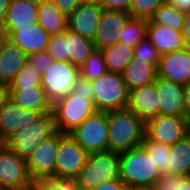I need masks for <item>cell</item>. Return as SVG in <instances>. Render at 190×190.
<instances>
[{
    "mask_svg": "<svg viewBox=\"0 0 190 190\" xmlns=\"http://www.w3.org/2000/svg\"><path fill=\"white\" fill-rule=\"evenodd\" d=\"M108 151L122 153L140 147L145 137V122L125 108L107 112Z\"/></svg>",
    "mask_w": 190,
    "mask_h": 190,
    "instance_id": "obj_1",
    "label": "cell"
},
{
    "mask_svg": "<svg viewBox=\"0 0 190 190\" xmlns=\"http://www.w3.org/2000/svg\"><path fill=\"white\" fill-rule=\"evenodd\" d=\"M119 162L120 179L128 187H152L161 176L142 146L119 153Z\"/></svg>",
    "mask_w": 190,
    "mask_h": 190,
    "instance_id": "obj_2",
    "label": "cell"
},
{
    "mask_svg": "<svg viewBox=\"0 0 190 190\" xmlns=\"http://www.w3.org/2000/svg\"><path fill=\"white\" fill-rule=\"evenodd\" d=\"M117 179H120L119 153L104 151L89 154L74 181L79 190H92L104 182Z\"/></svg>",
    "mask_w": 190,
    "mask_h": 190,
    "instance_id": "obj_3",
    "label": "cell"
},
{
    "mask_svg": "<svg viewBox=\"0 0 190 190\" xmlns=\"http://www.w3.org/2000/svg\"><path fill=\"white\" fill-rule=\"evenodd\" d=\"M94 49L93 41L67 28L62 34L50 36L46 51L56 61L70 62L81 68Z\"/></svg>",
    "mask_w": 190,
    "mask_h": 190,
    "instance_id": "obj_4",
    "label": "cell"
},
{
    "mask_svg": "<svg viewBox=\"0 0 190 190\" xmlns=\"http://www.w3.org/2000/svg\"><path fill=\"white\" fill-rule=\"evenodd\" d=\"M91 82L94 91V105L98 112L125 109L128 90L122 74L106 72Z\"/></svg>",
    "mask_w": 190,
    "mask_h": 190,
    "instance_id": "obj_5",
    "label": "cell"
},
{
    "mask_svg": "<svg viewBox=\"0 0 190 190\" xmlns=\"http://www.w3.org/2000/svg\"><path fill=\"white\" fill-rule=\"evenodd\" d=\"M56 131L69 133L97 112L94 102L71 92L52 105Z\"/></svg>",
    "mask_w": 190,
    "mask_h": 190,
    "instance_id": "obj_6",
    "label": "cell"
},
{
    "mask_svg": "<svg viewBox=\"0 0 190 190\" xmlns=\"http://www.w3.org/2000/svg\"><path fill=\"white\" fill-rule=\"evenodd\" d=\"M55 132L53 112L45 113L30 126L12 135L5 145L27 160L37 146Z\"/></svg>",
    "mask_w": 190,
    "mask_h": 190,
    "instance_id": "obj_7",
    "label": "cell"
},
{
    "mask_svg": "<svg viewBox=\"0 0 190 190\" xmlns=\"http://www.w3.org/2000/svg\"><path fill=\"white\" fill-rule=\"evenodd\" d=\"M79 76L80 68L70 62L53 60L42 74V87L51 105L72 92Z\"/></svg>",
    "mask_w": 190,
    "mask_h": 190,
    "instance_id": "obj_8",
    "label": "cell"
},
{
    "mask_svg": "<svg viewBox=\"0 0 190 190\" xmlns=\"http://www.w3.org/2000/svg\"><path fill=\"white\" fill-rule=\"evenodd\" d=\"M88 154L69 134L58 131L55 178L75 180L85 166Z\"/></svg>",
    "mask_w": 190,
    "mask_h": 190,
    "instance_id": "obj_9",
    "label": "cell"
},
{
    "mask_svg": "<svg viewBox=\"0 0 190 190\" xmlns=\"http://www.w3.org/2000/svg\"><path fill=\"white\" fill-rule=\"evenodd\" d=\"M107 112H96L87 117L69 134L82 146L86 153L108 151Z\"/></svg>",
    "mask_w": 190,
    "mask_h": 190,
    "instance_id": "obj_10",
    "label": "cell"
},
{
    "mask_svg": "<svg viewBox=\"0 0 190 190\" xmlns=\"http://www.w3.org/2000/svg\"><path fill=\"white\" fill-rule=\"evenodd\" d=\"M33 183L26 159L6 145L0 148V189L32 190Z\"/></svg>",
    "mask_w": 190,
    "mask_h": 190,
    "instance_id": "obj_11",
    "label": "cell"
},
{
    "mask_svg": "<svg viewBox=\"0 0 190 190\" xmlns=\"http://www.w3.org/2000/svg\"><path fill=\"white\" fill-rule=\"evenodd\" d=\"M188 132V121L183 116L159 115L145 123V135L152 141L173 146Z\"/></svg>",
    "mask_w": 190,
    "mask_h": 190,
    "instance_id": "obj_12",
    "label": "cell"
},
{
    "mask_svg": "<svg viewBox=\"0 0 190 190\" xmlns=\"http://www.w3.org/2000/svg\"><path fill=\"white\" fill-rule=\"evenodd\" d=\"M57 151L58 131L40 143L27 158L28 171L33 181L55 178Z\"/></svg>",
    "mask_w": 190,
    "mask_h": 190,
    "instance_id": "obj_13",
    "label": "cell"
},
{
    "mask_svg": "<svg viewBox=\"0 0 190 190\" xmlns=\"http://www.w3.org/2000/svg\"><path fill=\"white\" fill-rule=\"evenodd\" d=\"M43 114L20 107L10 98L0 108V136L6 142L12 135L30 126Z\"/></svg>",
    "mask_w": 190,
    "mask_h": 190,
    "instance_id": "obj_14",
    "label": "cell"
},
{
    "mask_svg": "<svg viewBox=\"0 0 190 190\" xmlns=\"http://www.w3.org/2000/svg\"><path fill=\"white\" fill-rule=\"evenodd\" d=\"M130 17L131 15L126 12L103 9L93 41L95 48L103 50L117 44Z\"/></svg>",
    "mask_w": 190,
    "mask_h": 190,
    "instance_id": "obj_15",
    "label": "cell"
},
{
    "mask_svg": "<svg viewBox=\"0 0 190 190\" xmlns=\"http://www.w3.org/2000/svg\"><path fill=\"white\" fill-rule=\"evenodd\" d=\"M157 76L182 85L190 83V47L160 56Z\"/></svg>",
    "mask_w": 190,
    "mask_h": 190,
    "instance_id": "obj_16",
    "label": "cell"
},
{
    "mask_svg": "<svg viewBox=\"0 0 190 190\" xmlns=\"http://www.w3.org/2000/svg\"><path fill=\"white\" fill-rule=\"evenodd\" d=\"M103 8L99 1L84 0L67 17L68 28L80 36L94 41Z\"/></svg>",
    "mask_w": 190,
    "mask_h": 190,
    "instance_id": "obj_17",
    "label": "cell"
},
{
    "mask_svg": "<svg viewBox=\"0 0 190 190\" xmlns=\"http://www.w3.org/2000/svg\"><path fill=\"white\" fill-rule=\"evenodd\" d=\"M154 84L159 97L160 115L185 117V85L159 76L156 77Z\"/></svg>",
    "mask_w": 190,
    "mask_h": 190,
    "instance_id": "obj_18",
    "label": "cell"
},
{
    "mask_svg": "<svg viewBox=\"0 0 190 190\" xmlns=\"http://www.w3.org/2000/svg\"><path fill=\"white\" fill-rule=\"evenodd\" d=\"M126 108L139 116L145 123L149 119L159 116L160 103L155 84L129 90Z\"/></svg>",
    "mask_w": 190,
    "mask_h": 190,
    "instance_id": "obj_19",
    "label": "cell"
},
{
    "mask_svg": "<svg viewBox=\"0 0 190 190\" xmlns=\"http://www.w3.org/2000/svg\"><path fill=\"white\" fill-rule=\"evenodd\" d=\"M38 4L28 0H11L3 27L7 32H19L37 24Z\"/></svg>",
    "mask_w": 190,
    "mask_h": 190,
    "instance_id": "obj_20",
    "label": "cell"
},
{
    "mask_svg": "<svg viewBox=\"0 0 190 190\" xmlns=\"http://www.w3.org/2000/svg\"><path fill=\"white\" fill-rule=\"evenodd\" d=\"M160 55L175 52L187 47L181 31H175L167 26L148 22L147 36Z\"/></svg>",
    "mask_w": 190,
    "mask_h": 190,
    "instance_id": "obj_21",
    "label": "cell"
},
{
    "mask_svg": "<svg viewBox=\"0 0 190 190\" xmlns=\"http://www.w3.org/2000/svg\"><path fill=\"white\" fill-rule=\"evenodd\" d=\"M8 38L28 56L47 50L50 35L37 23L19 32H7Z\"/></svg>",
    "mask_w": 190,
    "mask_h": 190,
    "instance_id": "obj_22",
    "label": "cell"
},
{
    "mask_svg": "<svg viewBox=\"0 0 190 190\" xmlns=\"http://www.w3.org/2000/svg\"><path fill=\"white\" fill-rule=\"evenodd\" d=\"M27 57L21 48L8 39L0 50V82L10 85L27 63Z\"/></svg>",
    "mask_w": 190,
    "mask_h": 190,
    "instance_id": "obj_23",
    "label": "cell"
},
{
    "mask_svg": "<svg viewBox=\"0 0 190 190\" xmlns=\"http://www.w3.org/2000/svg\"><path fill=\"white\" fill-rule=\"evenodd\" d=\"M127 90L153 84L157 77V67L147 60L133 57L122 73Z\"/></svg>",
    "mask_w": 190,
    "mask_h": 190,
    "instance_id": "obj_24",
    "label": "cell"
},
{
    "mask_svg": "<svg viewBox=\"0 0 190 190\" xmlns=\"http://www.w3.org/2000/svg\"><path fill=\"white\" fill-rule=\"evenodd\" d=\"M10 99L24 109L42 114L52 112V105L47 100L43 87L10 88Z\"/></svg>",
    "mask_w": 190,
    "mask_h": 190,
    "instance_id": "obj_25",
    "label": "cell"
},
{
    "mask_svg": "<svg viewBox=\"0 0 190 190\" xmlns=\"http://www.w3.org/2000/svg\"><path fill=\"white\" fill-rule=\"evenodd\" d=\"M37 23L50 35L62 34L68 28L67 16L51 0L38 4Z\"/></svg>",
    "mask_w": 190,
    "mask_h": 190,
    "instance_id": "obj_26",
    "label": "cell"
},
{
    "mask_svg": "<svg viewBox=\"0 0 190 190\" xmlns=\"http://www.w3.org/2000/svg\"><path fill=\"white\" fill-rule=\"evenodd\" d=\"M168 167L171 175L187 178L190 172V137L183 139L170 147Z\"/></svg>",
    "mask_w": 190,
    "mask_h": 190,
    "instance_id": "obj_27",
    "label": "cell"
},
{
    "mask_svg": "<svg viewBox=\"0 0 190 190\" xmlns=\"http://www.w3.org/2000/svg\"><path fill=\"white\" fill-rule=\"evenodd\" d=\"M132 47L118 42L117 44L102 50L108 72L122 74L124 69L133 59Z\"/></svg>",
    "mask_w": 190,
    "mask_h": 190,
    "instance_id": "obj_28",
    "label": "cell"
},
{
    "mask_svg": "<svg viewBox=\"0 0 190 190\" xmlns=\"http://www.w3.org/2000/svg\"><path fill=\"white\" fill-rule=\"evenodd\" d=\"M184 13L165 2L161 5L147 22H154L163 26H167L172 30L181 31L184 24Z\"/></svg>",
    "mask_w": 190,
    "mask_h": 190,
    "instance_id": "obj_29",
    "label": "cell"
},
{
    "mask_svg": "<svg viewBox=\"0 0 190 190\" xmlns=\"http://www.w3.org/2000/svg\"><path fill=\"white\" fill-rule=\"evenodd\" d=\"M147 20L130 17L122 30L119 42L127 47H136L147 36Z\"/></svg>",
    "mask_w": 190,
    "mask_h": 190,
    "instance_id": "obj_30",
    "label": "cell"
},
{
    "mask_svg": "<svg viewBox=\"0 0 190 190\" xmlns=\"http://www.w3.org/2000/svg\"><path fill=\"white\" fill-rule=\"evenodd\" d=\"M141 146L147 151L161 174H170V167H168L170 146L152 141L146 135Z\"/></svg>",
    "mask_w": 190,
    "mask_h": 190,
    "instance_id": "obj_31",
    "label": "cell"
},
{
    "mask_svg": "<svg viewBox=\"0 0 190 190\" xmlns=\"http://www.w3.org/2000/svg\"><path fill=\"white\" fill-rule=\"evenodd\" d=\"M108 72L102 50L94 49L80 68V75L86 80L92 81Z\"/></svg>",
    "mask_w": 190,
    "mask_h": 190,
    "instance_id": "obj_32",
    "label": "cell"
},
{
    "mask_svg": "<svg viewBox=\"0 0 190 190\" xmlns=\"http://www.w3.org/2000/svg\"><path fill=\"white\" fill-rule=\"evenodd\" d=\"M32 87H42V75L27 62L16 74L14 81L10 84V88Z\"/></svg>",
    "mask_w": 190,
    "mask_h": 190,
    "instance_id": "obj_33",
    "label": "cell"
},
{
    "mask_svg": "<svg viewBox=\"0 0 190 190\" xmlns=\"http://www.w3.org/2000/svg\"><path fill=\"white\" fill-rule=\"evenodd\" d=\"M165 2L166 0H132L129 14L131 17L150 20L154 12Z\"/></svg>",
    "mask_w": 190,
    "mask_h": 190,
    "instance_id": "obj_34",
    "label": "cell"
},
{
    "mask_svg": "<svg viewBox=\"0 0 190 190\" xmlns=\"http://www.w3.org/2000/svg\"><path fill=\"white\" fill-rule=\"evenodd\" d=\"M32 190H79L74 180L43 178L34 181Z\"/></svg>",
    "mask_w": 190,
    "mask_h": 190,
    "instance_id": "obj_35",
    "label": "cell"
},
{
    "mask_svg": "<svg viewBox=\"0 0 190 190\" xmlns=\"http://www.w3.org/2000/svg\"><path fill=\"white\" fill-rule=\"evenodd\" d=\"M133 56L138 59L147 60V63H153L157 67L161 55L150 40L145 37L134 47Z\"/></svg>",
    "mask_w": 190,
    "mask_h": 190,
    "instance_id": "obj_36",
    "label": "cell"
},
{
    "mask_svg": "<svg viewBox=\"0 0 190 190\" xmlns=\"http://www.w3.org/2000/svg\"><path fill=\"white\" fill-rule=\"evenodd\" d=\"M53 60L54 59L49 55L46 50L32 53L27 57L28 64H30L41 75L52 64Z\"/></svg>",
    "mask_w": 190,
    "mask_h": 190,
    "instance_id": "obj_37",
    "label": "cell"
},
{
    "mask_svg": "<svg viewBox=\"0 0 190 190\" xmlns=\"http://www.w3.org/2000/svg\"><path fill=\"white\" fill-rule=\"evenodd\" d=\"M72 92L82 96L86 100L94 102V91L91 82L81 75L76 79Z\"/></svg>",
    "mask_w": 190,
    "mask_h": 190,
    "instance_id": "obj_38",
    "label": "cell"
},
{
    "mask_svg": "<svg viewBox=\"0 0 190 190\" xmlns=\"http://www.w3.org/2000/svg\"><path fill=\"white\" fill-rule=\"evenodd\" d=\"M184 179L178 175L161 174L153 187L155 190H176V183H181Z\"/></svg>",
    "mask_w": 190,
    "mask_h": 190,
    "instance_id": "obj_39",
    "label": "cell"
},
{
    "mask_svg": "<svg viewBox=\"0 0 190 190\" xmlns=\"http://www.w3.org/2000/svg\"><path fill=\"white\" fill-rule=\"evenodd\" d=\"M99 2L101 7L105 10L129 13L132 0H100Z\"/></svg>",
    "mask_w": 190,
    "mask_h": 190,
    "instance_id": "obj_40",
    "label": "cell"
},
{
    "mask_svg": "<svg viewBox=\"0 0 190 190\" xmlns=\"http://www.w3.org/2000/svg\"><path fill=\"white\" fill-rule=\"evenodd\" d=\"M65 16L71 15L84 0H51Z\"/></svg>",
    "mask_w": 190,
    "mask_h": 190,
    "instance_id": "obj_41",
    "label": "cell"
},
{
    "mask_svg": "<svg viewBox=\"0 0 190 190\" xmlns=\"http://www.w3.org/2000/svg\"><path fill=\"white\" fill-rule=\"evenodd\" d=\"M128 186L121 180H111L98 185L92 190H128Z\"/></svg>",
    "mask_w": 190,
    "mask_h": 190,
    "instance_id": "obj_42",
    "label": "cell"
},
{
    "mask_svg": "<svg viewBox=\"0 0 190 190\" xmlns=\"http://www.w3.org/2000/svg\"><path fill=\"white\" fill-rule=\"evenodd\" d=\"M166 2L184 14L190 13V0H166Z\"/></svg>",
    "mask_w": 190,
    "mask_h": 190,
    "instance_id": "obj_43",
    "label": "cell"
},
{
    "mask_svg": "<svg viewBox=\"0 0 190 190\" xmlns=\"http://www.w3.org/2000/svg\"><path fill=\"white\" fill-rule=\"evenodd\" d=\"M181 33L186 45L190 47V13L185 15Z\"/></svg>",
    "mask_w": 190,
    "mask_h": 190,
    "instance_id": "obj_44",
    "label": "cell"
},
{
    "mask_svg": "<svg viewBox=\"0 0 190 190\" xmlns=\"http://www.w3.org/2000/svg\"><path fill=\"white\" fill-rule=\"evenodd\" d=\"M10 98V85L0 82V108Z\"/></svg>",
    "mask_w": 190,
    "mask_h": 190,
    "instance_id": "obj_45",
    "label": "cell"
},
{
    "mask_svg": "<svg viewBox=\"0 0 190 190\" xmlns=\"http://www.w3.org/2000/svg\"><path fill=\"white\" fill-rule=\"evenodd\" d=\"M184 109L185 117L187 121L190 122V83L188 85H185Z\"/></svg>",
    "mask_w": 190,
    "mask_h": 190,
    "instance_id": "obj_46",
    "label": "cell"
},
{
    "mask_svg": "<svg viewBox=\"0 0 190 190\" xmlns=\"http://www.w3.org/2000/svg\"><path fill=\"white\" fill-rule=\"evenodd\" d=\"M10 1L11 0H0V23H3L5 20Z\"/></svg>",
    "mask_w": 190,
    "mask_h": 190,
    "instance_id": "obj_47",
    "label": "cell"
},
{
    "mask_svg": "<svg viewBox=\"0 0 190 190\" xmlns=\"http://www.w3.org/2000/svg\"><path fill=\"white\" fill-rule=\"evenodd\" d=\"M8 39V33L6 29L3 27V24L0 23V50Z\"/></svg>",
    "mask_w": 190,
    "mask_h": 190,
    "instance_id": "obj_48",
    "label": "cell"
},
{
    "mask_svg": "<svg viewBox=\"0 0 190 190\" xmlns=\"http://www.w3.org/2000/svg\"><path fill=\"white\" fill-rule=\"evenodd\" d=\"M176 190H190V179L185 178L181 183H176Z\"/></svg>",
    "mask_w": 190,
    "mask_h": 190,
    "instance_id": "obj_49",
    "label": "cell"
},
{
    "mask_svg": "<svg viewBox=\"0 0 190 190\" xmlns=\"http://www.w3.org/2000/svg\"><path fill=\"white\" fill-rule=\"evenodd\" d=\"M128 190H155L154 187H129Z\"/></svg>",
    "mask_w": 190,
    "mask_h": 190,
    "instance_id": "obj_50",
    "label": "cell"
},
{
    "mask_svg": "<svg viewBox=\"0 0 190 190\" xmlns=\"http://www.w3.org/2000/svg\"><path fill=\"white\" fill-rule=\"evenodd\" d=\"M30 2H34V3H37V4H40L41 2H43L44 0H28Z\"/></svg>",
    "mask_w": 190,
    "mask_h": 190,
    "instance_id": "obj_51",
    "label": "cell"
},
{
    "mask_svg": "<svg viewBox=\"0 0 190 190\" xmlns=\"http://www.w3.org/2000/svg\"><path fill=\"white\" fill-rule=\"evenodd\" d=\"M4 145H5V142L0 136V148H2Z\"/></svg>",
    "mask_w": 190,
    "mask_h": 190,
    "instance_id": "obj_52",
    "label": "cell"
},
{
    "mask_svg": "<svg viewBox=\"0 0 190 190\" xmlns=\"http://www.w3.org/2000/svg\"><path fill=\"white\" fill-rule=\"evenodd\" d=\"M187 135L190 137V122H188V132Z\"/></svg>",
    "mask_w": 190,
    "mask_h": 190,
    "instance_id": "obj_53",
    "label": "cell"
}]
</instances>
